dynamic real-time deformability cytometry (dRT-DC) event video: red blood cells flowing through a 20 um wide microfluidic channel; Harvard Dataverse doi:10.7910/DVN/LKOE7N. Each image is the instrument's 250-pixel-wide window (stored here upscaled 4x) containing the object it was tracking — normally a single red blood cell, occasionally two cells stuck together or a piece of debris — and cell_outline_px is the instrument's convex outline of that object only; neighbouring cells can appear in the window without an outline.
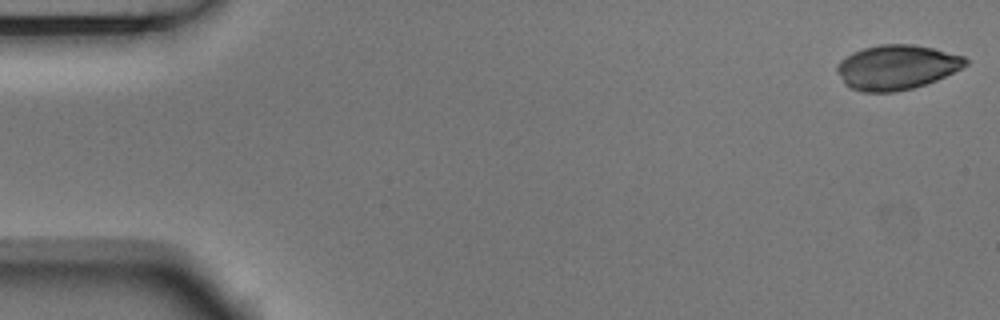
{"species": "Egyptian fruit bat (a non-hibernating species)", "species_latin": "Rousettus aegyptiacus", "temperature_condition": "room temperature", "stored_images_in_passage": 53, "camera_frame_rate_fps": 3000, "um_per_image_px": 0.085, "animal": {"sex": "male"}, "frame": {"image": 1, "passage_image": 1, "time_ms": 0.0, "image_size_px": [1000, 320], "cell_outline_px": [[968, 64], [936, 80], [912, 88], [896, 92], [864, 92], [852, 88], [844, 84], [836, 68], [836, 64], [840, 60], [852, 52], [864, 48], [880, 44], [912, 44], [932, 48], [964, 56], [968, 60]], "centroid_in_image_um": [76.18, 5.71], "position_along_channel_um": 8.8, "area_um2": 33.23}}
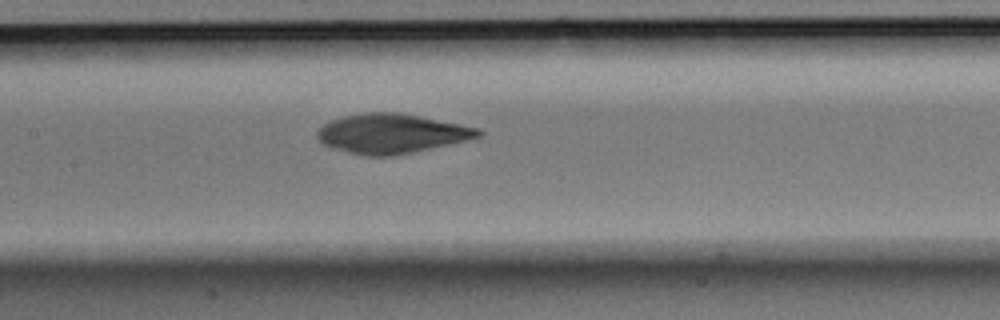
{"frame": {"image": 2, "passage_image": 25, "time_ms": 8.0, "image_size_px": [1000, 320], "cell_outline_px": [[484, 132], [480, 136], [448, 144], [412, 152], [392, 156], [368, 156], [348, 152], [332, 148], [320, 144], [316, 136], [316, 132], [324, 124], [332, 120], [344, 116], [364, 112], [400, 112], [480, 128]], "centroid_in_image_um": [33.23, 11.35], "position_along_channel_um": 174.2, "area_um2": 36.93}}
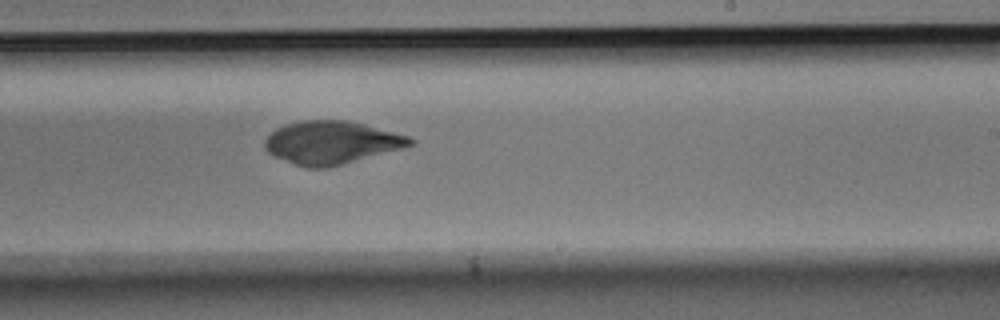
{"frame": {"image": 3, "passage_image": 32, "time_ms": 10.333, "image_size_px": [1000, 320], "cell_outline_px": [[416, 144], [328, 168], [304, 168], [272, 156], [264, 148], [264, 140], [276, 128], [284, 124], [300, 120], [348, 120], [364, 124], [408, 136], [416, 140]], "centroid_in_image_um": [28.13, 12.12], "position_along_channel_um": 260.9, "area_um2": 36.53}}